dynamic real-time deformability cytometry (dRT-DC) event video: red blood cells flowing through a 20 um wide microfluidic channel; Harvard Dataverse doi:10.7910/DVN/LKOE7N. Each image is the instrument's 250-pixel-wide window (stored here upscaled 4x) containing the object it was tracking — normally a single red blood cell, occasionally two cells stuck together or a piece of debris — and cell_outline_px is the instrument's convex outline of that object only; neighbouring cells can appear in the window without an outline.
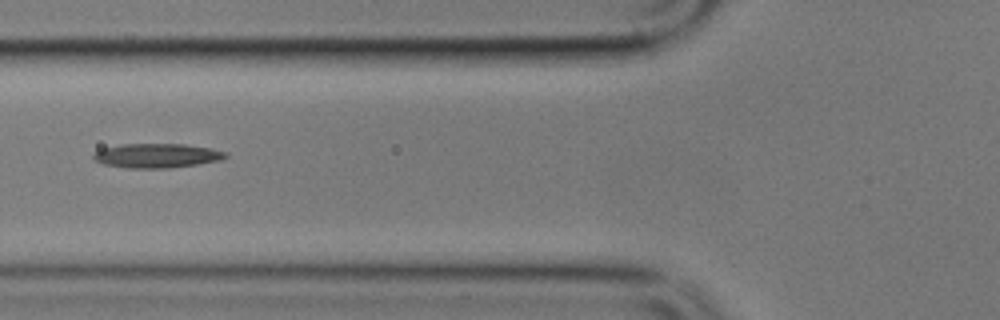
{"species": "common noctule bat (a hibernating species)", "species_latin": "Nyctalus noctula", "temperature_condition": "cold", "stored_images_in_passage": 3, "segment_of_instrument_passage": [1, 2], "camera_frame_rate_fps": 3000, "um_per_image_px": 0.085, "animal": {"sex": "male", "body_mass_g": 17.9}, "frame": {"image": 1, "passage_image": 2, "time_ms": 1.0, "image_size_px": [1000, 320], "cell_outline_px": [[228, 156], [220, 160], [196, 164], [168, 168], [128, 168], [104, 164], [96, 160], [92, 156], [92, 152], [104, 148], [120, 144], [184, 144], [212, 148], [228, 152]], "centroid_in_image_um": [13.34, 13.22], "position_along_channel_um": 112.5, "area_um2": 18.73}}